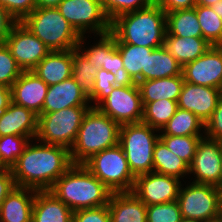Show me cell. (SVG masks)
<instances>
[{"label": "cell", "instance_id": "6da1fadb", "mask_svg": "<svg viewBox=\"0 0 222 222\" xmlns=\"http://www.w3.org/2000/svg\"><path fill=\"white\" fill-rule=\"evenodd\" d=\"M72 165L67 148L41 142L32 145L29 142L11 171L16 186L46 191Z\"/></svg>", "mask_w": 222, "mask_h": 222}, {"label": "cell", "instance_id": "7a4b0ae2", "mask_svg": "<svg viewBox=\"0 0 222 222\" xmlns=\"http://www.w3.org/2000/svg\"><path fill=\"white\" fill-rule=\"evenodd\" d=\"M166 13L154 2L150 7L122 14L111 21L116 44L157 49L166 35Z\"/></svg>", "mask_w": 222, "mask_h": 222}, {"label": "cell", "instance_id": "3957f363", "mask_svg": "<svg viewBox=\"0 0 222 222\" xmlns=\"http://www.w3.org/2000/svg\"><path fill=\"white\" fill-rule=\"evenodd\" d=\"M49 191L73 212L108 205L113 193L84 164H73Z\"/></svg>", "mask_w": 222, "mask_h": 222}, {"label": "cell", "instance_id": "277c9868", "mask_svg": "<svg viewBox=\"0 0 222 222\" xmlns=\"http://www.w3.org/2000/svg\"><path fill=\"white\" fill-rule=\"evenodd\" d=\"M120 125L109 116L91 107L83 118L70 158L73 164H84L104 149L119 143Z\"/></svg>", "mask_w": 222, "mask_h": 222}, {"label": "cell", "instance_id": "5b68a950", "mask_svg": "<svg viewBox=\"0 0 222 222\" xmlns=\"http://www.w3.org/2000/svg\"><path fill=\"white\" fill-rule=\"evenodd\" d=\"M21 22L50 51L72 50L79 44L81 36L57 8H35Z\"/></svg>", "mask_w": 222, "mask_h": 222}, {"label": "cell", "instance_id": "8992f818", "mask_svg": "<svg viewBox=\"0 0 222 222\" xmlns=\"http://www.w3.org/2000/svg\"><path fill=\"white\" fill-rule=\"evenodd\" d=\"M154 131L158 130L143 122L120 125L119 144L135 177L153 172V152L159 140Z\"/></svg>", "mask_w": 222, "mask_h": 222}, {"label": "cell", "instance_id": "52a82bcc", "mask_svg": "<svg viewBox=\"0 0 222 222\" xmlns=\"http://www.w3.org/2000/svg\"><path fill=\"white\" fill-rule=\"evenodd\" d=\"M92 106H75L38 116L35 140L71 149L84 116Z\"/></svg>", "mask_w": 222, "mask_h": 222}, {"label": "cell", "instance_id": "ba28073f", "mask_svg": "<svg viewBox=\"0 0 222 222\" xmlns=\"http://www.w3.org/2000/svg\"><path fill=\"white\" fill-rule=\"evenodd\" d=\"M84 165L113 193L132 192L136 177L119 143L93 155Z\"/></svg>", "mask_w": 222, "mask_h": 222}, {"label": "cell", "instance_id": "9c48e42d", "mask_svg": "<svg viewBox=\"0 0 222 222\" xmlns=\"http://www.w3.org/2000/svg\"><path fill=\"white\" fill-rule=\"evenodd\" d=\"M96 108L119 125L140 123L143 118V103L138 84L122 82Z\"/></svg>", "mask_w": 222, "mask_h": 222}, {"label": "cell", "instance_id": "30bf717a", "mask_svg": "<svg viewBox=\"0 0 222 222\" xmlns=\"http://www.w3.org/2000/svg\"><path fill=\"white\" fill-rule=\"evenodd\" d=\"M57 9L80 36L88 29L99 36L110 33L111 21L100 0H62Z\"/></svg>", "mask_w": 222, "mask_h": 222}, {"label": "cell", "instance_id": "8fae6325", "mask_svg": "<svg viewBox=\"0 0 222 222\" xmlns=\"http://www.w3.org/2000/svg\"><path fill=\"white\" fill-rule=\"evenodd\" d=\"M177 201L185 218L206 221L221 214V191L213 185L192 182L180 187Z\"/></svg>", "mask_w": 222, "mask_h": 222}, {"label": "cell", "instance_id": "7c38bea8", "mask_svg": "<svg viewBox=\"0 0 222 222\" xmlns=\"http://www.w3.org/2000/svg\"><path fill=\"white\" fill-rule=\"evenodd\" d=\"M5 44L23 71H31L50 52L22 22L12 27Z\"/></svg>", "mask_w": 222, "mask_h": 222}, {"label": "cell", "instance_id": "4fadbf2b", "mask_svg": "<svg viewBox=\"0 0 222 222\" xmlns=\"http://www.w3.org/2000/svg\"><path fill=\"white\" fill-rule=\"evenodd\" d=\"M181 186L176 177L149 172L136 176L132 192L150 206L177 201Z\"/></svg>", "mask_w": 222, "mask_h": 222}, {"label": "cell", "instance_id": "5bb4252c", "mask_svg": "<svg viewBox=\"0 0 222 222\" xmlns=\"http://www.w3.org/2000/svg\"><path fill=\"white\" fill-rule=\"evenodd\" d=\"M222 172V142L203 137L197 144L195 155L189 165V173H194V183L216 186Z\"/></svg>", "mask_w": 222, "mask_h": 222}, {"label": "cell", "instance_id": "9a60e30c", "mask_svg": "<svg viewBox=\"0 0 222 222\" xmlns=\"http://www.w3.org/2000/svg\"><path fill=\"white\" fill-rule=\"evenodd\" d=\"M184 81L218 88L222 83V46H211L202 56L182 68Z\"/></svg>", "mask_w": 222, "mask_h": 222}, {"label": "cell", "instance_id": "2e32d148", "mask_svg": "<svg viewBox=\"0 0 222 222\" xmlns=\"http://www.w3.org/2000/svg\"><path fill=\"white\" fill-rule=\"evenodd\" d=\"M220 98L218 88L195 85L184 81L177 104L178 108L192 112L206 123Z\"/></svg>", "mask_w": 222, "mask_h": 222}, {"label": "cell", "instance_id": "e0dca14e", "mask_svg": "<svg viewBox=\"0 0 222 222\" xmlns=\"http://www.w3.org/2000/svg\"><path fill=\"white\" fill-rule=\"evenodd\" d=\"M11 90L12 102L31 110L37 116L42 114L48 85L34 72L23 71L13 83Z\"/></svg>", "mask_w": 222, "mask_h": 222}, {"label": "cell", "instance_id": "ac0fdd59", "mask_svg": "<svg viewBox=\"0 0 222 222\" xmlns=\"http://www.w3.org/2000/svg\"><path fill=\"white\" fill-rule=\"evenodd\" d=\"M89 102V97L71 77L60 83L48 86L42 113H52L75 106H91Z\"/></svg>", "mask_w": 222, "mask_h": 222}, {"label": "cell", "instance_id": "d6986e66", "mask_svg": "<svg viewBox=\"0 0 222 222\" xmlns=\"http://www.w3.org/2000/svg\"><path fill=\"white\" fill-rule=\"evenodd\" d=\"M38 116L14 102L0 114V137L25 136L33 140L37 135Z\"/></svg>", "mask_w": 222, "mask_h": 222}, {"label": "cell", "instance_id": "ffe728a7", "mask_svg": "<svg viewBox=\"0 0 222 222\" xmlns=\"http://www.w3.org/2000/svg\"><path fill=\"white\" fill-rule=\"evenodd\" d=\"M36 191L16 186L0 205V222H32Z\"/></svg>", "mask_w": 222, "mask_h": 222}, {"label": "cell", "instance_id": "44dd1931", "mask_svg": "<svg viewBox=\"0 0 222 222\" xmlns=\"http://www.w3.org/2000/svg\"><path fill=\"white\" fill-rule=\"evenodd\" d=\"M48 86L72 77V50L50 51L32 70Z\"/></svg>", "mask_w": 222, "mask_h": 222}, {"label": "cell", "instance_id": "7402d4cb", "mask_svg": "<svg viewBox=\"0 0 222 222\" xmlns=\"http://www.w3.org/2000/svg\"><path fill=\"white\" fill-rule=\"evenodd\" d=\"M108 209L111 222H147V206L133 192L112 193Z\"/></svg>", "mask_w": 222, "mask_h": 222}, {"label": "cell", "instance_id": "603a6c76", "mask_svg": "<svg viewBox=\"0 0 222 222\" xmlns=\"http://www.w3.org/2000/svg\"><path fill=\"white\" fill-rule=\"evenodd\" d=\"M73 211L51 191H36L32 222H72Z\"/></svg>", "mask_w": 222, "mask_h": 222}, {"label": "cell", "instance_id": "cb8c5ba5", "mask_svg": "<svg viewBox=\"0 0 222 222\" xmlns=\"http://www.w3.org/2000/svg\"><path fill=\"white\" fill-rule=\"evenodd\" d=\"M142 103H149L159 99L178 101L184 84L183 75L144 80L137 83Z\"/></svg>", "mask_w": 222, "mask_h": 222}, {"label": "cell", "instance_id": "d4e9b609", "mask_svg": "<svg viewBox=\"0 0 222 222\" xmlns=\"http://www.w3.org/2000/svg\"><path fill=\"white\" fill-rule=\"evenodd\" d=\"M163 46L184 66L202 56L212 45L203 37L165 36Z\"/></svg>", "mask_w": 222, "mask_h": 222}, {"label": "cell", "instance_id": "484cf974", "mask_svg": "<svg viewBox=\"0 0 222 222\" xmlns=\"http://www.w3.org/2000/svg\"><path fill=\"white\" fill-rule=\"evenodd\" d=\"M116 47L121 54L125 80L134 83L146 80L147 53L154 49L131 44H116Z\"/></svg>", "mask_w": 222, "mask_h": 222}, {"label": "cell", "instance_id": "4316f807", "mask_svg": "<svg viewBox=\"0 0 222 222\" xmlns=\"http://www.w3.org/2000/svg\"><path fill=\"white\" fill-rule=\"evenodd\" d=\"M166 35L179 37H203L195 7L166 13Z\"/></svg>", "mask_w": 222, "mask_h": 222}, {"label": "cell", "instance_id": "83f0119b", "mask_svg": "<svg viewBox=\"0 0 222 222\" xmlns=\"http://www.w3.org/2000/svg\"><path fill=\"white\" fill-rule=\"evenodd\" d=\"M182 68L164 46L147 53L146 80L183 75Z\"/></svg>", "mask_w": 222, "mask_h": 222}, {"label": "cell", "instance_id": "f1b7e54d", "mask_svg": "<svg viewBox=\"0 0 222 222\" xmlns=\"http://www.w3.org/2000/svg\"><path fill=\"white\" fill-rule=\"evenodd\" d=\"M153 172L179 179L189 174V165L159 139L153 152Z\"/></svg>", "mask_w": 222, "mask_h": 222}, {"label": "cell", "instance_id": "f546056e", "mask_svg": "<svg viewBox=\"0 0 222 222\" xmlns=\"http://www.w3.org/2000/svg\"><path fill=\"white\" fill-rule=\"evenodd\" d=\"M202 128H205V123L201 119L188 110L178 108L159 135L202 136Z\"/></svg>", "mask_w": 222, "mask_h": 222}, {"label": "cell", "instance_id": "4dcf8cb0", "mask_svg": "<svg viewBox=\"0 0 222 222\" xmlns=\"http://www.w3.org/2000/svg\"><path fill=\"white\" fill-rule=\"evenodd\" d=\"M178 109L177 101L159 99L157 101L143 103V123L156 130H162L169 119Z\"/></svg>", "mask_w": 222, "mask_h": 222}, {"label": "cell", "instance_id": "1f68e13d", "mask_svg": "<svg viewBox=\"0 0 222 222\" xmlns=\"http://www.w3.org/2000/svg\"><path fill=\"white\" fill-rule=\"evenodd\" d=\"M98 69L77 48L72 49V78L87 96L93 92Z\"/></svg>", "mask_w": 222, "mask_h": 222}, {"label": "cell", "instance_id": "d6a6232c", "mask_svg": "<svg viewBox=\"0 0 222 222\" xmlns=\"http://www.w3.org/2000/svg\"><path fill=\"white\" fill-rule=\"evenodd\" d=\"M203 38L212 46H222V19L208 6H195Z\"/></svg>", "mask_w": 222, "mask_h": 222}, {"label": "cell", "instance_id": "836d02e7", "mask_svg": "<svg viewBox=\"0 0 222 222\" xmlns=\"http://www.w3.org/2000/svg\"><path fill=\"white\" fill-rule=\"evenodd\" d=\"M30 138L7 135L0 137V168L11 169L23 153Z\"/></svg>", "mask_w": 222, "mask_h": 222}, {"label": "cell", "instance_id": "e575fe53", "mask_svg": "<svg viewBox=\"0 0 222 222\" xmlns=\"http://www.w3.org/2000/svg\"><path fill=\"white\" fill-rule=\"evenodd\" d=\"M203 137L205 136L159 135V139L167 146V148L184 160L188 165L191 164L197 144Z\"/></svg>", "mask_w": 222, "mask_h": 222}, {"label": "cell", "instance_id": "d590c367", "mask_svg": "<svg viewBox=\"0 0 222 222\" xmlns=\"http://www.w3.org/2000/svg\"><path fill=\"white\" fill-rule=\"evenodd\" d=\"M22 73V68L15 61L8 46L0 43V84L11 88Z\"/></svg>", "mask_w": 222, "mask_h": 222}, {"label": "cell", "instance_id": "8d00e7d4", "mask_svg": "<svg viewBox=\"0 0 222 222\" xmlns=\"http://www.w3.org/2000/svg\"><path fill=\"white\" fill-rule=\"evenodd\" d=\"M110 21L116 17L136 10L150 7L155 0H100Z\"/></svg>", "mask_w": 222, "mask_h": 222}, {"label": "cell", "instance_id": "74e56055", "mask_svg": "<svg viewBox=\"0 0 222 222\" xmlns=\"http://www.w3.org/2000/svg\"><path fill=\"white\" fill-rule=\"evenodd\" d=\"M121 83L122 81L113 73L99 68L96 73L93 92L88 96L91 102L93 100L96 101L93 107L100 104V102L110 94L113 88Z\"/></svg>", "mask_w": 222, "mask_h": 222}, {"label": "cell", "instance_id": "f35d334b", "mask_svg": "<svg viewBox=\"0 0 222 222\" xmlns=\"http://www.w3.org/2000/svg\"><path fill=\"white\" fill-rule=\"evenodd\" d=\"M178 201L147 206V222H181Z\"/></svg>", "mask_w": 222, "mask_h": 222}, {"label": "cell", "instance_id": "ab89813d", "mask_svg": "<svg viewBox=\"0 0 222 222\" xmlns=\"http://www.w3.org/2000/svg\"><path fill=\"white\" fill-rule=\"evenodd\" d=\"M101 69L107 70L117 76L122 82H126L124 78V66L121 54L116 47L115 37L111 33H107V61L106 66Z\"/></svg>", "mask_w": 222, "mask_h": 222}, {"label": "cell", "instance_id": "60d3db41", "mask_svg": "<svg viewBox=\"0 0 222 222\" xmlns=\"http://www.w3.org/2000/svg\"><path fill=\"white\" fill-rule=\"evenodd\" d=\"M100 40L91 48H88L85 51H82V47L84 44V36L80 37V41L78 46L76 47L92 64H95L97 68H101L102 66H106L107 61V34L100 35ZM83 42V43H82Z\"/></svg>", "mask_w": 222, "mask_h": 222}, {"label": "cell", "instance_id": "b9f144b4", "mask_svg": "<svg viewBox=\"0 0 222 222\" xmlns=\"http://www.w3.org/2000/svg\"><path fill=\"white\" fill-rule=\"evenodd\" d=\"M72 222H111L108 205L74 211Z\"/></svg>", "mask_w": 222, "mask_h": 222}, {"label": "cell", "instance_id": "7bdbcfd3", "mask_svg": "<svg viewBox=\"0 0 222 222\" xmlns=\"http://www.w3.org/2000/svg\"><path fill=\"white\" fill-rule=\"evenodd\" d=\"M0 4L17 22H21L36 8L35 0H0Z\"/></svg>", "mask_w": 222, "mask_h": 222}, {"label": "cell", "instance_id": "ee69618b", "mask_svg": "<svg viewBox=\"0 0 222 222\" xmlns=\"http://www.w3.org/2000/svg\"><path fill=\"white\" fill-rule=\"evenodd\" d=\"M204 133L205 137L222 142V98L219 99L211 117L206 121Z\"/></svg>", "mask_w": 222, "mask_h": 222}, {"label": "cell", "instance_id": "f6af8a7d", "mask_svg": "<svg viewBox=\"0 0 222 222\" xmlns=\"http://www.w3.org/2000/svg\"><path fill=\"white\" fill-rule=\"evenodd\" d=\"M16 187L11 169L0 168V205Z\"/></svg>", "mask_w": 222, "mask_h": 222}, {"label": "cell", "instance_id": "bcb514c9", "mask_svg": "<svg viewBox=\"0 0 222 222\" xmlns=\"http://www.w3.org/2000/svg\"><path fill=\"white\" fill-rule=\"evenodd\" d=\"M155 3L165 13L180 9H191L196 6V0H155Z\"/></svg>", "mask_w": 222, "mask_h": 222}, {"label": "cell", "instance_id": "7dc6e473", "mask_svg": "<svg viewBox=\"0 0 222 222\" xmlns=\"http://www.w3.org/2000/svg\"><path fill=\"white\" fill-rule=\"evenodd\" d=\"M16 23L14 17L0 4V43H5Z\"/></svg>", "mask_w": 222, "mask_h": 222}, {"label": "cell", "instance_id": "c3c4849f", "mask_svg": "<svg viewBox=\"0 0 222 222\" xmlns=\"http://www.w3.org/2000/svg\"><path fill=\"white\" fill-rule=\"evenodd\" d=\"M12 90L10 87L0 84V114L11 104Z\"/></svg>", "mask_w": 222, "mask_h": 222}, {"label": "cell", "instance_id": "681fc988", "mask_svg": "<svg viewBox=\"0 0 222 222\" xmlns=\"http://www.w3.org/2000/svg\"><path fill=\"white\" fill-rule=\"evenodd\" d=\"M62 0H35L36 8H57Z\"/></svg>", "mask_w": 222, "mask_h": 222}, {"label": "cell", "instance_id": "f907efd6", "mask_svg": "<svg viewBox=\"0 0 222 222\" xmlns=\"http://www.w3.org/2000/svg\"><path fill=\"white\" fill-rule=\"evenodd\" d=\"M210 8L222 19V0L217 1Z\"/></svg>", "mask_w": 222, "mask_h": 222}, {"label": "cell", "instance_id": "816d5d0a", "mask_svg": "<svg viewBox=\"0 0 222 222\" xmlns=\"http://www.w3.org/2000/svg\"><path fill=\"white\" fill-rule=\"evenodd\" d=\"M220 0H196V6H208L210 7L214 3Z\"/></svg>", "mask_w": 222, "mask_h": 222}, {"label": "cell", "instance_id": "f5cc1de1", "mask_svg": "<svg viewBox=\"0 0 222 222\" xmlns=\"http://www.w3.org/2000/svg\"><path fill=\"white\" fill-rule=\"evenodd\" d=\"M203 222H222V213L215 218L207 219L206 221Z\"/></svg>", "mask_w": 222, "mask_h": 222}, {"label": "cell", "instance_id": "db71d44e", "mask_svg": "<svg viewBox=\"0 0 222 222\" xmlns=\"http://www.w3.org/2000/svg\"><path fill=\"white\" fill-rule=\"evenodd\" d=\"M181 222H203V221L198 220V219H192V218L182 217Z\"/></svg>", "mask_w": 222, "mask_h": 222}, {"label": "cell", "instance_id": "11a10c76", "mask_svg": "<svg viewBox=\"0 0 222 222\" xmlns=\"http://www.w3.org/2000/svg\"><path fill=\"white\" fill-rule=\"evenodd\" d=\"M219 189L220 191H222V172H221L220 181H219Z\"/></svg>", "mask_w": 222, "mask_h": 222}, {"label": "cell", "instance_id": "9f6ffc18", "mask_svg": "<svg viewBox=\"0 0 222 222\" xmlns=\"http://www.w3.org/2000/svg\"><path fill=\"white\" fill-rule=\"evenodd\" d=\"M219 92H220V97L222 98V83H221V85L219 87Z\"/></svg>", "mask_w": 222, "mask_h": 222}, {"label": "cell", "instance_id": "6f0895ef", "mask_svg": "<svg viewBox=\"0 0 222 222\" xmlns=\"http://www.w3.org/2000/svg\"><path fill=\"white\" fill-rule=\"evenodd\" d=\"M221 211H222V191H221Z\"/></svg>", "mask_w": 222, "mask_h": 222}]
</instances>
